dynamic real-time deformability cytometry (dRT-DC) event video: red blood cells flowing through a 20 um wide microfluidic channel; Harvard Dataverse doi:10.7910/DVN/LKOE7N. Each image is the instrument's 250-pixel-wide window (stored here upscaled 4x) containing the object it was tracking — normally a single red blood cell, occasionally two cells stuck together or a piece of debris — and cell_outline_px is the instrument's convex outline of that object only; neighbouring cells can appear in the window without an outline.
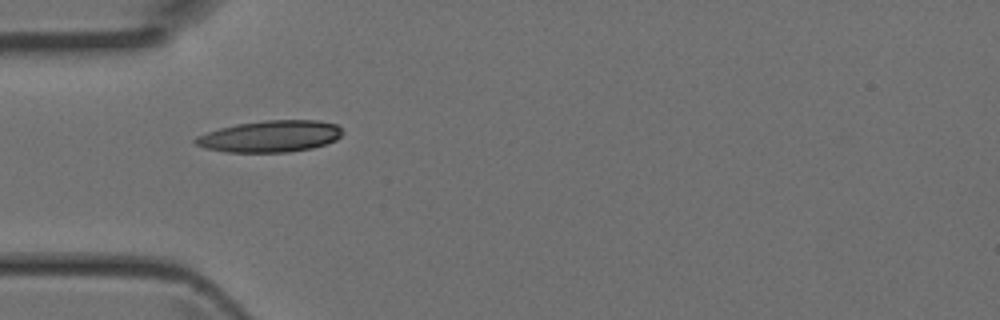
{"species": "Egyptian fruit bat (a non-hibernating species)", "species_latin": "Rousettus aegyptiacus", "temperature_condition": "room temperature", "stored_images_in_passage": 1, "camera_frame_rate_fps": 3000, "um_per_image_px": 0.085, "animal": {"sex": "female"}, "frame": {"image": 1, "passage_image": 1, "time_ms": 0.0, "image_size_px": [1000, 320], "cell_outline_px": [[344, 132], [336, 140], [312, 148], [288, 152], [224, 152], [204, 148], [196, 144], [192, 140], [196, 136], [220, 128], [236, 124], [264, 120], [316, 120], [336, 124]], "centroid_in_image_um": [22.95, 11.59], "position_along_channel_um": 62.0, "area_um2": 27.11}}